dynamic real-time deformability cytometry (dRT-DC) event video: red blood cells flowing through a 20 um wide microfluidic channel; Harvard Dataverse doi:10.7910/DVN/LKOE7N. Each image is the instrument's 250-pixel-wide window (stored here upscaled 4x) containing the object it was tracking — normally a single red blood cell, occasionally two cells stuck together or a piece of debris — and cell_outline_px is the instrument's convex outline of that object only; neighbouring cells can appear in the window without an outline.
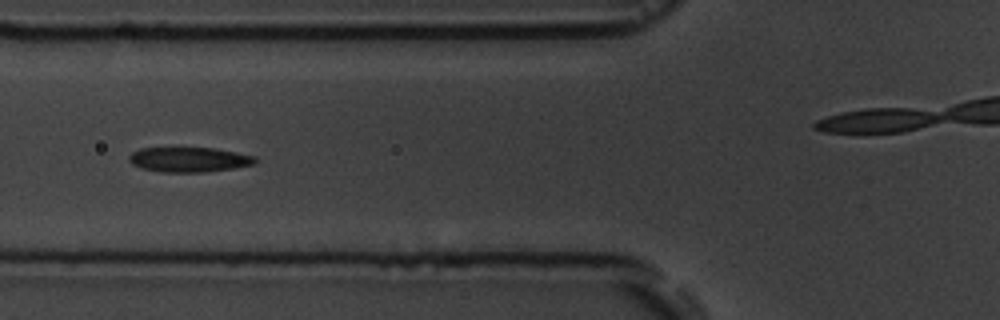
{"species": "common noctule bat (a hibernating species)", "species_latin": "Nyctalus noctula", "temperature_condition": "room temperature", "stored_images_in_passage": 8, "camera_frame_rate_fps": 3000, "um_per_image_px": 0.085, "animal": {"sex": "male", "body_mass_g": 19.5, "forearm_length_mm": 54.6}, "frame": {"image": 1, "passage_image": 5, "time_ms": 4.333, "image_size_px": [1000, 320], "cell_outline_px": [[256, 164], [232, 168], [204, 172], [160, 172], [140, 168], [132, 164], [128, 160], [128, 156], [132, 152], [140, 148], [216, 148], [256, 156]], "centroid_in_image_um": [16.05, 13.56], "position_along_channel_um": 109.8, "area_um2": 18.38}}